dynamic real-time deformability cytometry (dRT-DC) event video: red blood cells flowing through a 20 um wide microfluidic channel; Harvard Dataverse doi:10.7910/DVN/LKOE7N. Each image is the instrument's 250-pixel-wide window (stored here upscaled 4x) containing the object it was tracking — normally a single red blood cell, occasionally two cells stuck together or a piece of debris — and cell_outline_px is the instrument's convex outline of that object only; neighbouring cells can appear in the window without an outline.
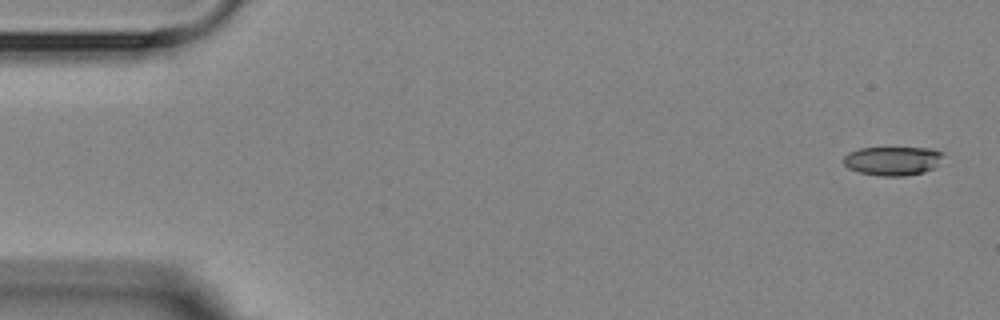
{"species": "Egyptian fruit bat (a non-hibernating species)", "species_latin": "Rousettus aegyptiacus", "temperature_condition": "room temperature", "stored_images_in_passage": 4, "camera_frame_rate_fps": 3000, "um_per_image_px": 0.085, "animal": {"sex": "female"}, "frame": {"image": 1, "passage_image": 1, "time_ms": 0.0, "image_size_px": [1000, 320], "cell_outline_px": [[944, 152], [936, 164], [932, 168], [924, 172], [904, 176], [880, 176], [860, 172], [848, 168], [844, 164], [844, 156], [848, 152], [860, 148], [932, 148]], "centroid_in_image_um": [75.85, 13.67], "position_along_channel_um": 9.2, "area_um2": 16.65}}